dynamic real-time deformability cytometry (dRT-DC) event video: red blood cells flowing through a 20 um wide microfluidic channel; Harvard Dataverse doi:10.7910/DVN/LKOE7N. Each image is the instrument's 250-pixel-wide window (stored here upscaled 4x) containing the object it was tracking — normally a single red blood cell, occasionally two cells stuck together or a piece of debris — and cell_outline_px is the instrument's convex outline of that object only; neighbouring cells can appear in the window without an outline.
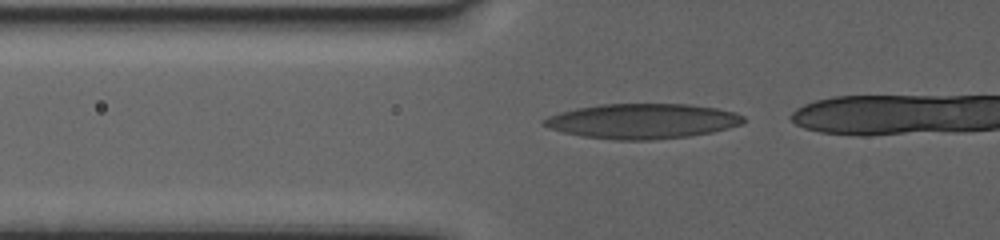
{"species": "human", "species_latin": "Homo sapiens", "temperature_condition": "warm", "stored_images_in_passage": 35, "camera_frame_rate_fps": 3000, "um_per_image_px": 0.085, "donor": {"sex": "female"}, "frame": {"image": 1, "passage_image": 20, "time_ms": 6.333, "image_size_px": [1000, 240], "cell_outline_px": [[744, 124], [712, 132], [688, 136], [652, 140], [616, 140], [584, 136], [564, 132], [548, 128], [540, 124], [540, 120], [548, 116], [560, 112], [576, 108], [600, 104], [688, 104], [716, 108], [736, 112], [744, 116]], "centroid_in_image_um": [54.59, 10.29], "position_along_channel_um": 71.2, "area_um2": 40.86}}
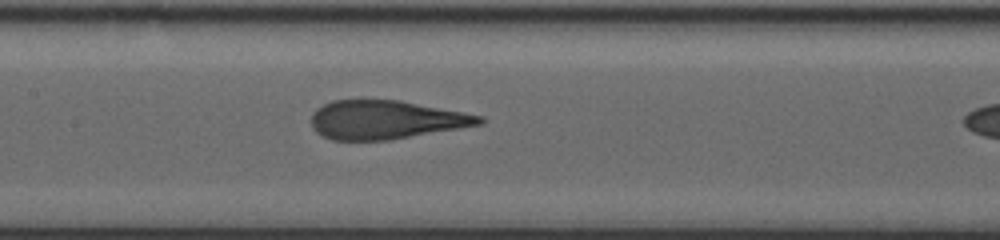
{"frame": {"image": 2, "passage_image": 30, "time_ms": 9.667, "image_size_px": [1000, 240], "cell_outline_px": [[484, 124], [388, 140], [332, 140], [316, 132], [312, 128], [312, 112], [316, 108], [332, 100], [400, 100], [484, 116]], "centroid_in_image_um": [32.79, 10.18], "position_along_channel_um": 174.6, "area_um2": 37.8}}
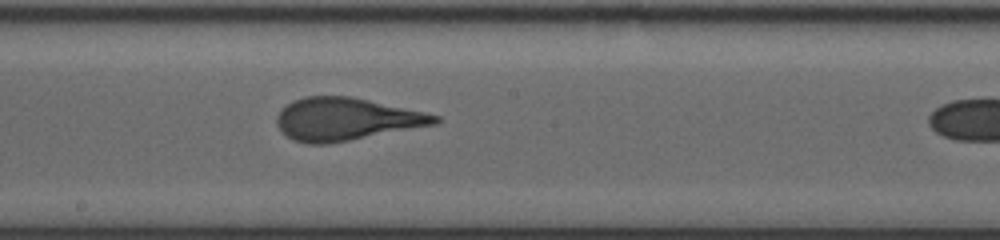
{"frame": {"image": 3, "passage_image": 34, "time_ms": 11.0, "image_size_px": [1000, 240], "cell_outline_px": [[440, 120], [436, 124], [328, 144], [308, 144], [292, 140], [280, 132], [276, 124], [276, 116], [280, 108], [292, 100], [304, 96], [352, 96], [424, 112], [440, 116]], "centroid_in_image_um": [29.34, 10.12], "position_along_channel_um": 218.9, "area_um2": 39.48}}